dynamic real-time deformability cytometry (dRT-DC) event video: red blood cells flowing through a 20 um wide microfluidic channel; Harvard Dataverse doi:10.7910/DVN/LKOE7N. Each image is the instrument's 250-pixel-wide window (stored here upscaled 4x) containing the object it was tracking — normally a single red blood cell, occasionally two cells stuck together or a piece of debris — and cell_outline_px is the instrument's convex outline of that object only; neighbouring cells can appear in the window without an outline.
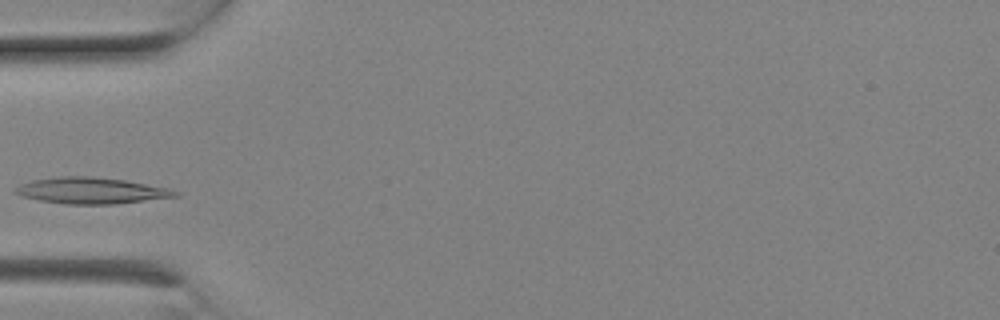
{"species": "Egyptian fruit bat (a non-hibernating species)", "species_latin": "Rousettus aegyptiacus", "temperature_condition": "room temperature", "stored_images_in_passage": 7, "camera_frame_rate_fps": 3000, "um_per_image_px": 0.085, "animal": {"sex": "female"}, "frame": {"image": 1, "passage_image": 4, "time_ms": 1.0, "image_size_px": [1000, 320], "cell_outline_px": [[180, 196], [116, 204], [64, 204], [40, 200], [20, 196], [12, 192], [12, 188], [20, 184], [32, 180], [60, 176], [92, 176], [124, 180], [168, 188], [180, 192]], "centroid_in_image_um": [7.71, 16.2], "position_along_channel_um": 77.3, "area_um2": 24.62}}
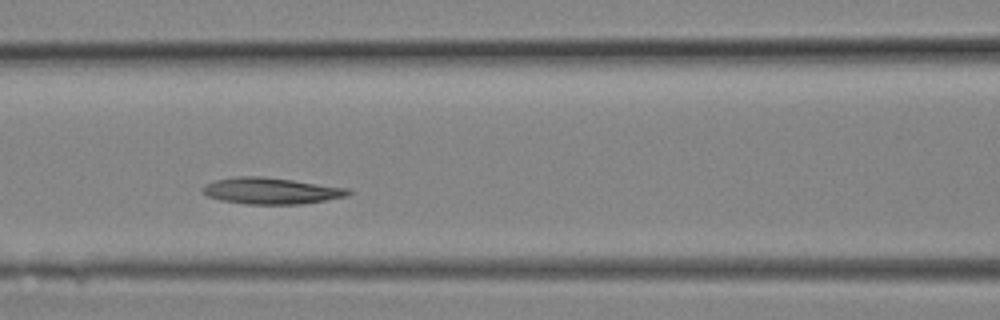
{"frame": {"image": 2, "passage_image": 6, "time_ms": 1.667, "image_size_px": [1000, 320], "cell_outline_px": [[352, 192], [348, 196], [304, 204], [248, 204], [220, 200], [208, 196], [200, 192], [200, 188], [204, 184], [216, 180], [236, 176], [260, 176], [292, 180], [348, 188]], "centroid_in_image_um": [23.01, 16.22], "position_along_channel_um": 143.6, "area_um2": 22.48}}
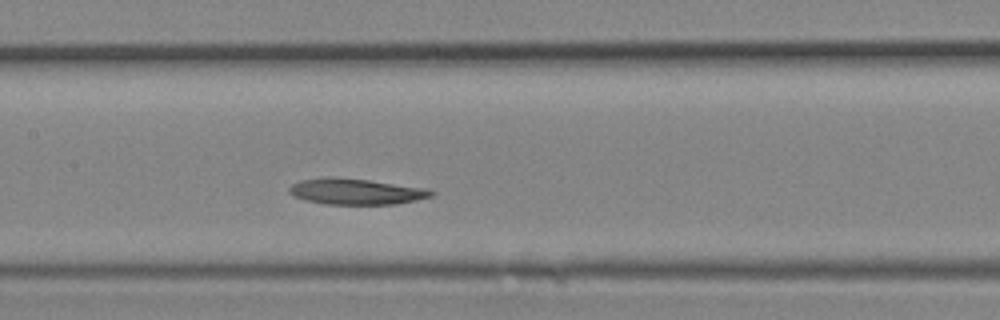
{"frame": {"image": 3, "passage_image": 7, "time_ms": 2.0, "image_size_px": [1000, 320], "cell_outline_px": [[436, 192], [432, 196], [416, 200], [396, 204], [324, 204], [304, 200], [292, 196], [288, 192], [288, 188], [292, 184], [300, 180], [328, 176], [368, 180], [428, 188]], "centroid_in_image_um": [30.23, 16.28], "position_along_channel_um": 177.2, "area_um2": 21.68}}